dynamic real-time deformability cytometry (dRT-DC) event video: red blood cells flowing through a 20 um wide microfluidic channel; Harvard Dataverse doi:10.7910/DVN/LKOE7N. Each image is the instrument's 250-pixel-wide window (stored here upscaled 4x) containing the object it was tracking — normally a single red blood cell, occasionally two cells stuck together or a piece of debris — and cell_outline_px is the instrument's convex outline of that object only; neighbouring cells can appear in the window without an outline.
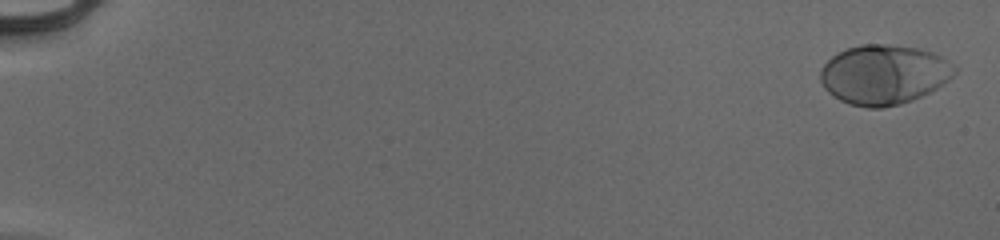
{"species": "human", "species_latin": "Homo sapiens", "temperature_condition": "cold", "stored_images_in_passage": 55, "camera_frame_rate_fps": 3000, "um_per_image_px": 0.085, "donor": {"sex": "male"}, "frame": {"image": 1, "passage_image": 2, "time_ms": 0.333, "image_size_px": [1000, 240], "cell_outline_px": [[960, 68], [948, 80], [936, 88], [912, 100], [900, 104], [880, 108], [868, 108], [848, 104], [840, 100], [828, 92], [824, 88], [820, 80], [820, 68], [832, 56], [848, 48], [860, 44], [888, 44], [920, 48], [944, 56], [956, 64]], "centroid_in_image_um": [75.16, 6.32], "position_along_channel_um": 9.8, "area_um2": 47.05}}
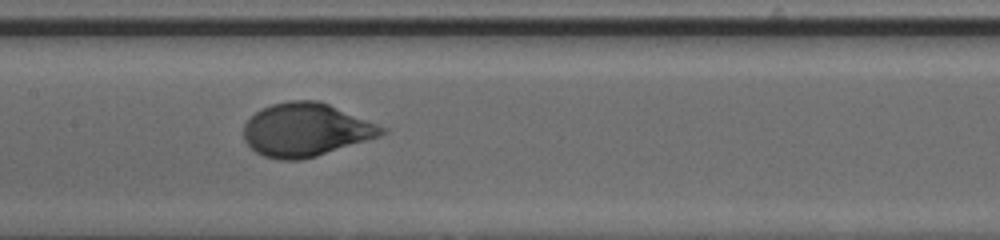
{"frame": {"image": 2, "passage_image": 30, "time_ms": 9.667, "image_size_px": [1000, 240], "cell_outline_px": [[388, 132], [380, 136], [316, 156], [300, 160], [280, 160], [264, 156], [256, 152], [244, 140], [244, 124], [256, 112], [272, 104], [288, 100], [320, 100], [388, 128]], "centroid_in_image_um": [26.02, 11.03], "position_along_channel_um": 181.4, "area_um2": 42.83}}
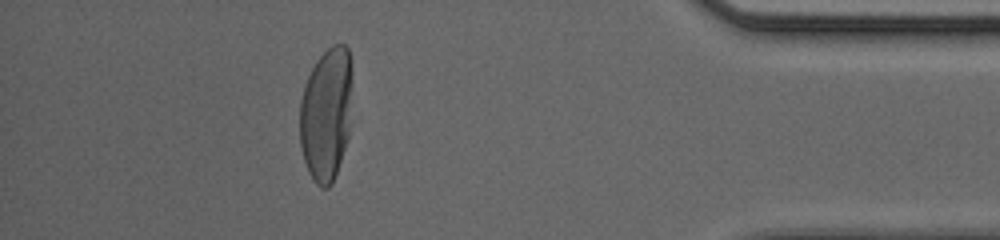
{"frame": {"image": 3, "passage_image": 50, "time_ms": 16.333, "image_size_px": [1000, 240], "cell_outline_px": [[348, 136], [332, 184], [328, 188], [320, 188], [312, 180], [308, 172], [304, 160], [300, 144], [300, 100], [304, 84], [316, 60], [332, 44], [344, 44], [348, 48]], "centroid_in_image_um": [27.65, 9.77], "position_along_channel_um": 407.6, "area_um2": 39.59}, "authors_computed_cell_mechanics": {"area_um2": 43.4078, "velocity_mm_per_s": 3.9228, "shape_relaxation_time_tau1_ms": 2.426, "shape_relaxation_time_tau2_ms": null, "deformation_change_tau1": 0.1679, "deformation_change_tau2": null}}